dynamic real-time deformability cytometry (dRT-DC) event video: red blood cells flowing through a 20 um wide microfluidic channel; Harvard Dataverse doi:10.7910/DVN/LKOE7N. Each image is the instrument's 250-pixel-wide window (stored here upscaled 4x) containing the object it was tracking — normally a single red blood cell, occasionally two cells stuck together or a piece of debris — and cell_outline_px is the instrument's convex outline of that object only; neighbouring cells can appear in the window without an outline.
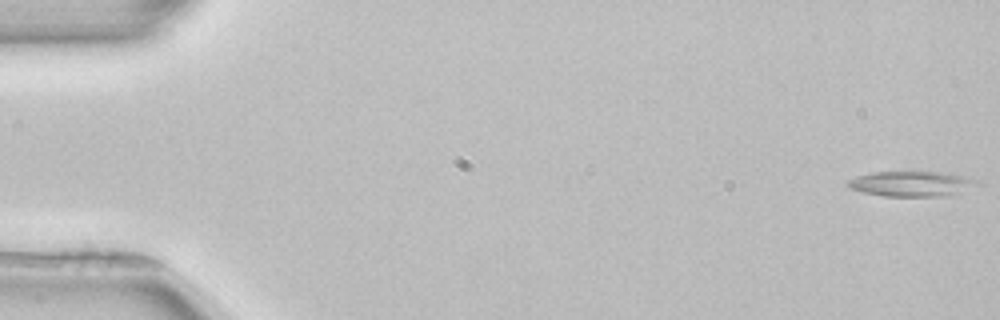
{"species": "common noctule bat (a hibernating species)", "species_latin": "Nyctalus noctula", "temperature_condition": "room temperature", "stored_images_in_passage": 54, "camera_frame_rate_fps": 3000, "um_per_image_px": 0.085, "animal": {"sex": "female", "body_mass_g": 22.7, "forearm_length_mm": 54.2}, "frame": {"image": 1, "passage_image": 1, "time_ms": 0.0, "image_size_px": [1000, 320], "cell_outline_px": [[984, 188], [944, 196], [884, 196], [864, 192], [848, 188], [844, 184], [848, 180], [856, 176], [872, 172], [948, 172], [976, 180], [984, 184]], "centroid_in_image_um": [77.6, 15.63], "position_along_channel_um": 7.4, "area_um2": 19.59}}
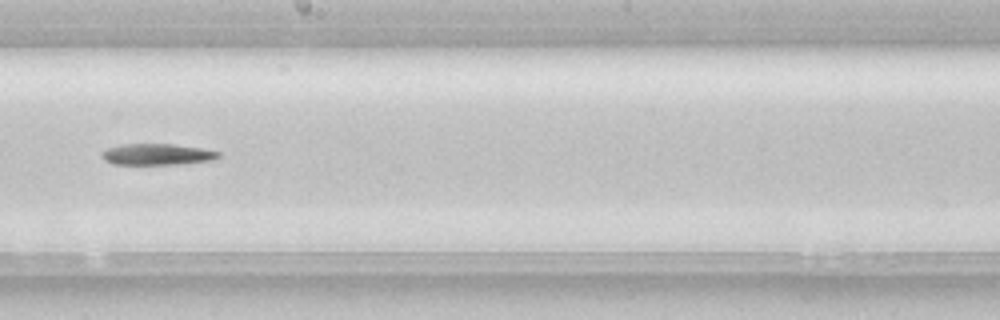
{"frame": {"image": 2, "passage_image": 30, "time_ms": 9.667, "image_size_px": [1000, 320], "cell_outline_px": [[220, 156], [212, 160], [184, 164], [112, 164], [104, 160], [100, 156], [100, 152], [108, 148], [120, 144], [176, 144], [200, 148], [220, 152]], "centroid_in_image_um": [13.32, 13.12], "position_along_channel_um": 234.9, "area_um2": 14.57}}
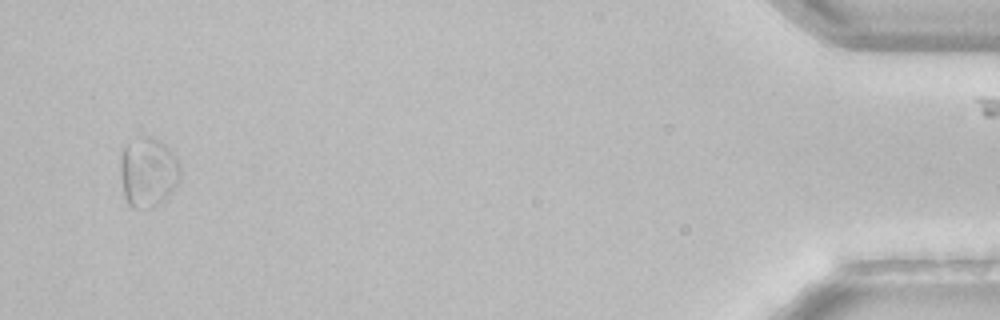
{"frame": {"image": 3, "passage_image": 51, "time_ms": 16.667, "image_size_px": [1000, 320], "cell_outline_px": [[180, 180], [164, 200], [156, 204], [144, 208], [132, 208], [128, 204], [124, 196], [120, 180], [120, 156], [124, 148], [128, 144], [140, 136], [152, 136], [164, 144], [176, 156], [180, 164]], "centroid_in_image_um": [12.57, 14.62], "position_along_channel_um": 422.6, "area_um2": 24.39}, "authors_computed_cell_mechanics": {"area_um2": 16.1551, "velocity_mm_per_s": 3.9029, "shape_relaxation_time_tau1_ms": 3.5057, "shape_relaxation_time_tau2_ms": null, "deformation_change_tau1": 0.1687, "deformation_change_tau2": null}}